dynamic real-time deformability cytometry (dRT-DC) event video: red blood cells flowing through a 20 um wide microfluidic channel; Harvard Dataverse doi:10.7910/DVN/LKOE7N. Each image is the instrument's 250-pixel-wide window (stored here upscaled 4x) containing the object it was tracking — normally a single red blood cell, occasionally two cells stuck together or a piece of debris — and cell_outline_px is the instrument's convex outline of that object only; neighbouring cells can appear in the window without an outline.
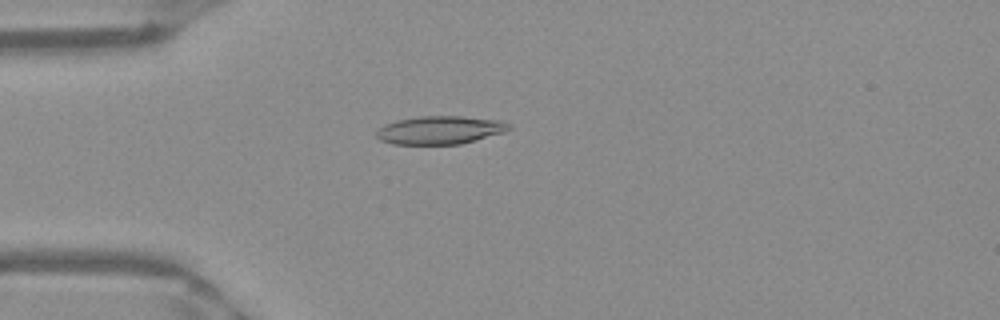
{"species": "Egyptian fruit bat (a non-hibernating species)", "species_latin": "Rousettus aegyptiacus", "temperature_condition": "warm", "stored_images_in_passage": 51, "camera_frame_rate_fps": 3000, "um_per_image_px": 0.085, "frame": {"image": 1, "passage_image": 14, "time_ms": 4.333, "image_size_px": [1000, 320], "cell_outline_px": [[512, 128], [504, 132], [460, 144], [392, 144], [380, 140], [376, 136], [376, 132], [384, 124], [396, 120], [420, 116], [460, 116], [500, 120], [508, 124]], "centroid_in_image_um": [37.37, 11.05], "position_along_channel_um": 47.6, "area_um2": 21.68}}
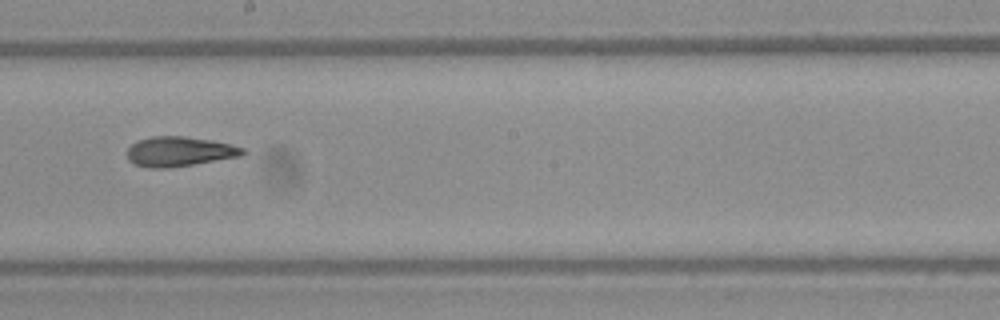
{"frame": {"image": 2, "passage_image": 29, "time_ms": 9.333, "image_size_px": [1000, 320], "cell_outline_px": [[248, 152], [240, 156], [168, 168], [148, 168], [136, 164], [128, 160], [128, 148], [136, 140], [152, 136], [184, 136], [212, 140], [232, 144], [244, 148]], "centroid_in_image_um": [15.25, 12.87], "position_along_channel_um": 232.9, "area_um2": 20.06}}
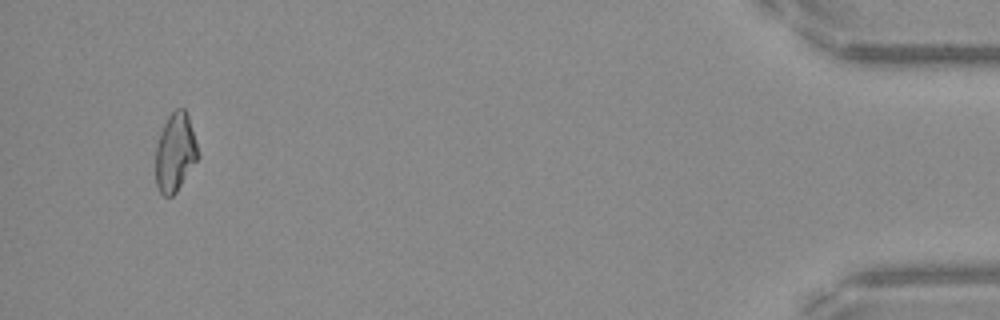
{"frame": {"image": 3, "passage_image": 49, "time_ms": 16.0, "image_size_px": [1000, 320], "cell_outline_px": [[200, 156], [176, 192], [172, 196], [164, 196], [160, 192], [156, 184], [156, 144], [160, 132], [168, 116], [176, 108], [184, 108], [188, 116]], "centroid_in_image_um": [14.89, 12.96], "position_along_channel_um": 420.3, "area_um2": 19.25}, "authors_computed_cell_mechanics": {"area_um2": 20.1722, "velocity_mm_per_s": 3.9775, "shape_relaxation_time_tau1_ms": null, "shape_relaxation_time_tau2_ms": 3.6882, "deformation_change_tau1": null, "deformation_change_tau2": 0.1118}}